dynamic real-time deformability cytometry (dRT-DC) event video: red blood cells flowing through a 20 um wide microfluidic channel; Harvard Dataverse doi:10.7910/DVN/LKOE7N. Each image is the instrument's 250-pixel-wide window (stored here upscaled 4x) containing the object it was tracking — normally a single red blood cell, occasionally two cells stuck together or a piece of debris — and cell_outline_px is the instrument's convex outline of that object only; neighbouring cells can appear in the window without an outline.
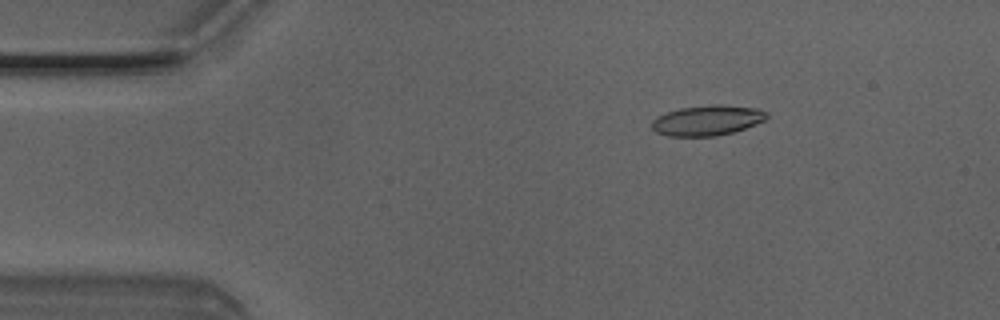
{"species": "Egyptian fruit bat (a non-hibernating species)", "species_latin": "Rousettus aegyptiacus", "temperature_condition": "room temperature", "stored_images_in_passage": 6, "camera_frame_rate_fps": 3000, "um_per_image_px": 0.085, "animal": {"sex": "male"}, "frame": {"image": 1, "passage_image": 3, "time_ms": 0.667, "image_size_px": [1000, 320], "cell_outline_px": [[768, 116], [764, 120], [756, 124], [732, 132], [716, 136], [668, 136], [656, 132], [652, 128], [652, 120], [656, 116], [680, 108], [712, 104], [720, 104], [760, 108], [768, 112]], "centroid_in_image_um": [60.13, 10.22], "position_along_channel_um": 24.9, "area_um2": 20.35}}